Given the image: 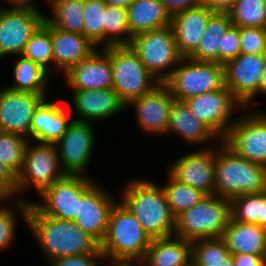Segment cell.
I'll list each match as a JSON object with an SVG mask.
<instances>
[{
	"mask_svg": "<svg viewBox=\"0 0 266 266\" xmlns=\"http://www.w3.org/2000/svg\"><path fill=\"white\" fill-rule=\"evenodd\" d=\"M192 259V243L175 235L152 239L142 262L145 266H184Z\"/></svg>",
	"mask_w": 266,
	"mask_h": 266,
	"instance_id": "cell-27",
	"label": "cell"
},
{
	"mask_svg": "<svg viewBox=\"0 0 266 266\" xmlns=\"http://www.w3.org/2000/svg\"><path fill=\"white\" fill-rule=\"evenodd\" d=\"M169 133L178 135L182 141L192 146H206L201 148L215 146L221 141L207 125L193 115L184 101L175 100L172 104L167 128V134Z\"/></svg>",
	"mask_w": 266,
	"mask_h": 266,
	"instance_id": "cell-24",
	"label": "cell"
},
{
	"mask_svg": "<svg viewBox=\"0 0 266 266\" xmlns=\"http://www.w3.org/2000/svg\"><path fill=\"white\" fill-rule=\"evenodd\" d=\"M266 190V167L237 155L222 140L215 145V194L231 200Z\"/></svg>",
	"mask_w": 266,
	"mask_h": 266,
	"instance_id": "cell-4",
	"label": "cell"
},
{
	"mask_svg": "<svg viewBox=\"0 0 266 266\" xmlns=\"http://www.w3.org/2000/svg\"><path fill=\"white\" fill-rule=\"evenodd\" d=\"M16 199V175L0 161V200Z\"/></svg>",
	"mask_w": 266,
	"mask_h": 266,
	"instance_id": "cell-44",
	"label": "cell"
},
{
	"mask_svg": "<svg viewBox=\"0 0 266 266\" xmlns=\"http://www.w3.org/2000/svg\"><path fill=\"white\" fill-rule=\"evenodd\" d=\"M26 224L48 264L60 257L102 253L100 243L74 221L45 216L31 202Z\"/></svg>",
	"mask_w": 266,
	"mask_h": 266,
	"instance_id": "cell-1",
	"label": "cell"
},
{
	"mask_svg": "<svg viewBox=\"0 0 266 266\" xmlns=\"http://www.w3.org/2000/svg\"><path fill=\"white\" fill-rule=\"evenodd\" d=\"M51 15L46 19L55 27L76 34H83V0H47Z\"/></svg>",
	"mask_w": 266,
	"mask_h": 266,
	"instance_id": "cell-31",
	"label": "cell"
},
{
	"mask_svg": "<svg viewBox=\"0 0 266 266\" xmlns=\"http://www.w3.org/2000/svg\"><path fill=\"white\" fill-rule=\"evenodd\" d=\"M184 266H195V265H194L193 261L191 260L189 263H187V264L184 265Z\"/></svg>",
	"mask_w": 266,
	"mask_h": 266,
	"instance_id": "cell-54",
	"label": "cell"
},
{
	"mask_svg": "<svg viewBox=\"0 0 266 266\" xmlns=\"http://www.w3.org/2000/svg\"><path fill=\"white\" fill-rule=\"evenodd\" d=\"M29 141L23 136L0 131V161L16 176L22 169Z\"/></svg>",
	"mask_w": 266,
	"mask_h": 266,
	"instance_id": "cell-39",
	"label": "cell"
},
{
	"mask_svg": "<svg viewBox=\"0 0 266 266\" xmlns=\"http://www.w3.org/2000/svg\"><path fill=\"white\" fill-rule=\"evenodd\" d=\"M102 49L111 61L112 88L126 106L160 84L130 46H110Z\"/></svg>",
	"mask_w": 266,
	"mask_h": 266,
	"instance_id": "cell-6",
	"label": "cell"
},
{
	"mask_svg": "<svg viewBox=\"0 0 266 266\" xmlns=\"http://www.w3.org/2000/svg\"><path fill=\"white\" fill-rule=\"evenodd\" d=\"M237 0H202V5L214 13H229Z\"/></svg>",
	"mask_w": 266,
	"mask_h": 266,
	"instance_id": "cell-47",
	"label": "cell"
},
{
	"mask_svg": "<svg viewBox=\"0 0 266 266\" xmlns=\"http://www.w3.org/2000/svg\"><path fill=\"white\" fill-rule=\"evenodd\" d=\"M65 175L60 166L56 145L35 143L30 140L26 147L22 169L16 176V199L32 202L18 195L30 188L40 195Z\"/></svg>",
	"mask_w": 266,
	"mask_h": 266,
	"instance_id": "cell-8",
	"label": "cell"
},
{
	"mask_svg": "<svg viewBox=\"0 0 266 266\" xmlns=\"http://www.w3.org/2000/svg\"><path fill=\"white\" fill-rule=\"evenodd\" d=\"M175 98L169 88L160 83L151 92L132 100L131 106L136 115V122L142 132L152 135H167L170 110Z\"/></svg>",
	"mask_w": 266,
	"mask_h": 266,
	"instance_id": "cell-18",
	"label": "cell"
},
{
	"mask_svg": "<svg viewBox=\"0 0 266 266\" xmlns=\"http://www.w3.org/2000/svg\"><path fill=\"white\" fill-rule=\"evenodd\" d=\"M94 127L91 122L72 120L55 143L61 169L66 174L85 175L95 151L97 129Z\"/></svg>",
	"mask_w": 266,
	"mask_h": 266,
	"instance_id": "cell-14",
	"label": "cell"
},
{
	"mask_svg": "<svg viewBox=\"0 0 266 266\" xmlns=\"http://www.w3.org/2000/svg\"><path fill=\"white\" fill-rule=\"evenodd\" d=\"M259 93L260 96L262 95H266V67L261 75L260 78V87H259Z\"/></svg>",
	"mask_w": 266,
	"mask_h": 266,
	"instance_id": "cell-52",
	"label": "cell"
},
{
	"mask_svg": "<svg viewBox=\"0 0 266 266\" xmlns=\"http://www.w3.org/2000/svg\"><path fill=\"white\" fill-rule=\"evenodd\" d=\"M261 227L266 229V190L261 192Z\"/></svg>",
	"mask_w": 266,
	"mask_h": 266,
	"instance_id": "cell-48",
	"label": "cell"
},
{
	"mask_svg": "<svg viewBox=\"0 0 266 266\" xmlns=\"http://www.w3.org/2000/svg\"><path fill=\"white\" fill-rule=\"evenodd\" d=\"M232 25L266 27V0H237L229 12Z\"/></svg>",
	"mask_w": 266,
	"mask_h": 266,
	"instance_id": "cell-36",
	"label": "cell"
},
{
	"mask_svg": "<svg viewBox=\"0 0 266 266\" xmlns=\"http://www.w3.org/2000/svg\"><path fill=\"white\" fill-rule=\"evenodd\" d=\"M170 16L202 5V0H160Z\"/></svg>",
	"mask_w": 266,
	"mask_h": 266,
	"instance_id": "cell-45",
	"label": "cell"
},
{
	"mask_svg": "<svg viewBox=\"0 0 266 266\" xmlns=\"http://www.w3.org/2000/svg\"><path fill=\"white\" fill-rule=\"evenodd\" d=\"M130 34L127 9L106 5L104 23V48L110 46H129Z\"/></svg>",
	"mask_w": 266,
	"mask_h": 266,
	"instance_id": "cell-32",
	"label": "cell"
},
{
	"mask_svg": "<svg viewBox=\"0 0 266 266\" xmlns=\"http://www.w3.org/2000/svg\"><path fill=\"white\" fill-rule=\"evenodd\" d=\"M43 25L51 33L54 76L58 74L63 76L70 68L78 65L98 49L83 34L61 30L53 26L46 18Z\"/></svg>",
	"mask_w": 266,
	"mask_h": 266,
	"instance_id": "cell-21",
	"label": "cell"
},
{
	"mask_svg": "<svg viewBox=\"0 0 266 266\" xmlns=\"http://www.w3.org/2000/svg\"><path fill=\"white\" fill-rule=\"evenodd\" d=\"M22 55L40 64L53 76L51 33L43 24L30 37Z\"/></svg>",
	"mask_w": 266,
	"mask_h": 266,
	"instance_id": "cell-38",
	"label": "cell"
},
{
	"mask_svg": "<svg viewBox=\"0 0 266 266\" xmlns=\"http://www.w3.org/2000/svg\"><path fill=\"white\" fill-rule=\"evenodd\" d=\"M247 111L222 141L242 158L266 167V112Z\"/></svg>",
	"mask_w": 266,
	"mask_h": 266,
	"instance_id": "cell-13",
	"label": "cell"
},
{
	"mask_svg": "<svg viewBox=\"0 0 266 266\" xmlns=\"http://www.w3.org/2000/svg\"><path fill=\"white\" fill-rule=\"evenodd\" d=\"M265 67L266 54H239L224 65L225 86L246 109L259 95Z\"/></svg>",
	"mask_w": 266,
	"mask_h": 266,
	"instance_id": "cell-15",
	"label": "cell"
},
{
	"mask_svg": "<svg viewBox=\"0 0 266 266\" xmlns=\"http://www.w3.org/2000/svg\"><path fill=\"white\" fill-rule=\"evenodd\" d=\"M231 25L229 13H214L208 20L198 48L190 58L197 61L219 63V48H222V36Z\"/></svg>",
	"mask_w": 266,
	"mask_h": 266,
	"instance_id": "cell-30",
	"label": "cell"
},
{
	"mask_svg": "<svg viewBox=\"0 0 266 266\" xmlns=\"http://www.w3.org/2000/svg\"><path fill=\"white\" fill-rule=\"evenodd\" d=\"M173 161L167 172L178 182L215 194V146L197 148Z\"/></svg>",
	"mask_w": 266,
	"mask_h": 266,
	"instance_id": "cell-16",
	"label": "cell"
},
{
	"mask_svg": "<svg viewBox=\"0 0 266 266\" xmlns=\"http://www.w3.org/2000/svg\"><path fill=\"white\" fill-rule=\"evenodd\" d=\"M235 266H265L264 256L254 254L231 255Z\"/></svg>",
	"mask_w": 266,
	"mask_h": 266,
	"instance_id": "cell-46",
	"label": "cell"
},
{
	"mask_svg": "<svg viewBox=\"0 0 266 266\" xmlns=\"http://www.w3.org/2000/svg\"><path fill=\"white\" fill-rule=\"evenodd\" d=\"M132 36L171 25V16L160 0H133L127 8Z\"/></svg>",
	"mask_w": 266,
	"mask_h": 266,
	"instance_id": "cell-28",
	"label": "cell"
},
{
	"mask_svg": "<svg viewBox=\"0 0 266 266\" xmlns=\"http://www.w3.org/2000/svg\"><path fill=\"white\" fill-rule=\"evenodd\" d=\"M9 201H12L10 206H0V253L6 250L8 251L12 247L11 245L15 244L14 238L16 237V227L19 219L17 214L20 213L21 218L27 222V214L30 206V202L25 200L12 199Z\"/></svg>",
	"mask_w": 266,
	"mask_h": 266,
	"instance_id": "cell-34",
	"label": "cell"
},
{
	"mask_svg": "<svg viewBox=\"0 0 266 266\" xmlns=\"http://www.w3.org/2000/svg\"><path fill=\"white\" fill-rule=\"evenodd\" d=\"M83 35L97 48H104L105 7L103 0H83Z\"/></svg>",
	"mask_w": 266,
	"mask_h": 266,
	"instance_id": "cell-37",
	"label": "cell"
},
{
	"mask_svg": "<svg viewBox=\"0 0 266 266\" xmlns=\"http://www.w3.org/2000/svg\"><path fill=\"white\" fill-rule=\"evenodd\" d=\"M164 84L177 101L213 92L225 85L224 65L184 57Z\"/></svg>",
	"mask_w": 266,
	"mask_h": 266,
	"instance_id": "cell-9",
	"label": "cell"
},
{
	"mask_svg": "<svg viewBox=\"0 0 266 266\" xmlns=\"http://www.w3.org/2000/svg\"><path fill=\"white\" fill-rule=\"evenodd\" d=\"M45 17L36 6H0V61L11 55H22Z\"/></svg>",
	"mask_w": 266,
	"mask_h": 266,
	"instance_id": "cell-10",
	"label": "cell"
},
{
	"mask_svg": "<svg viewBox=\"0 0 266 266\" xmlns=\"http://www.w3.org/2000/svg\"><path fill=\"white\" fill-rule=\"evenodd\" d=\"M264 263H265V266H266V249H265V254H264Z\"/></svg>",
	"mask_w": 266,
	"mask_h": 266,
	"instance_id": "cell-55",
	"label": "cell"
},
{
	"mask_svg": "<svg viewBox=\"0 0 266 266\" xmlns=\"http://www.w3.org/2000/svg\"><path fill=\"white\" fill-rule=\"evenodd\" d=\"M239 27L231 25L222 36V48H219V63L225 65L240 54Z\"/></svg>",
	"mask_w": 266,
	"mask_h": 266,
	"instance_id": "cell-42",
	"label": "cell"
},
{
	"mask_svg": "<svg viewBox=\"0 0 266 266\" xmlns=\"http://www.w3.org/2000/svg\"><path fill=\"white\" fill-rule=\"evenodd\" d=\"M220 266H235L234 265V261L232 259V257L230 256L225 262L224 264L220 265Z\"/></svg>",
	"mask_w": 266,
	"mask_h": 266,
	"instance_id": "cell-53",
	"label": "cell"
},
{
	"mask_svg": "<svg viewBox=\"0 0 266 266\" xmlns=\"http://www.w3.org/2000/svg\"><path fill=\"white\" fill-rule=\"evenodd\" d=\"M192 261L195 266H220L231 256L222 237L192 241Z\"/></svg>",
	"mask_w": 266,
	"mask_h": 266,
	"instance_id": "cell-35",
	"label": "cell"
},
{
	"mask_svg": "<svg viewBox=\"0 0 266 266\" xmlns=\"http://www.w3.org/2000/svg\"><path fill=\"white\" fill-rule=\"evenodd\" d=\"M96 182L79 200L74 222L99 243L105 237L113 205L119 200Z\"/></svg>",
	"mask_w": 266,
	"mask_h": 266,
	"instance_id": "cell-19",
	"label": "cell"
},
{
	"mask_svg": "<svg viewBox=\"0 0 266 266\" xmlns=\"http://www.w3.org/2000/svg\"><path fill=\"white\" fill-rule=\"evenodd\" d=\"M96 182L87 175L66 174L38 195L40 203H31L45 216L74 221L78 214L79 200Z\"/></svg>",
	"mask_w": 266,
	"mask_h": 266,
	"instance_id": "cell-12",
	"label": "cell"
},
{
	"mask_svg": "<svg viewBox=\"0 0 266 266\" xmlns=\"http://www.w3.org/2000/svg\"><path fill=\"white\" fill-rule=\"evenodd\" d=\"M231 255L254 254L264 256L266 229L257 224L242 223L230 218L222 236Z\"/></svg>",
	"mask_w": 266,
	"mask_h": 266,
	"instance_id": "cell-26",
	"label": "cell"
},
{
	"mask_svg": "<svg viewBox=\"0 0 266 266\" xmlns=\"http://www.w3.org/2000/svg\"><path fill=\"white\" fill-rule=\"evenodd\" d=\"M230 218L231 202L229 199L216 194L205 195L200 202L175 218L173 235L190 242L222 237Z\"/></svg>",
	"mask_w": 266,
	"mask_h": 266,
	"instance_id": "cell-5",
	"label": "cell"
},
{
	"mask_svg": "<svg viewBox=\"0 0 266 266\" xmlns=\"http://www.w3.org/2000/svg\"><path fill=\"white\" fill-rule=\"evenodd\" d=\"M214 14L208 7L201 5L184 10L171 18V27L175 34L178 52L190 57L198 48L206 25Z\"/></svg>",
	"mask_w": 266,
	"mask_h": 266,
	"instance_id": "cell-23",
	"label": "cell"
},
{
	"mask_svg": "<svg viewBox=\"0 0 266 266\" xmlns=\"http://www.w3.org/2000/svg\"><path fill=\"white\" fill-rule=\"evenodd\" d=\"M184 102L193 115L221 140L236 122L237 117L232 119L233 114L247 110L225 85L216 91L189 97Z\"/></svg>",
	"mask_w": 266,
	"mask_h": 266,
	"instance_id": "cell-11",
	"label": "cell"
},
{
	"mask_svg": "<svg viewBox=\"0 0 266 266\" xmlns=\"http://www.w3.org/2000/svg\"><path fill=\"white\" fill-rule=\"evenodd\" d=\"M134 178L121 188L119 200L137 218L151 239L172 236L175 217L162 185L146 178Z\"/></svg>",
	"mask_w": 266,
	"mask_h": 266,
	"instance_id": "cell-2",
	"label": "cell"
},
{
	"mask_svg": "<svg viewBox=\"0 0 266 266\" xmlns=\"http://www.w3.org/2000/svg\"><path fill=\"white\" fill-rule=\"evenodd\" d=\"M106 5L127 9L133 0H103Z\"/></svg>",
	"mask_w": 266,
	"mask_h": 266,
	"instance_id": "cell-50",
	"label": "cell"
},
{
	"mask_svg": "<svg viewBox=\"0 0 266 266\" xmlns=\"http://www.w3.org/2000/svg\"><path fill=\"white\" fill-rule=\"evenodd\" d=\"M99 260L105 261L103 253L81 254L56 258L48 266H99Z\"/></svg>",
	"mask_w": 266,
	"mask_h": 266,
	"instance_id": "cell-43",
	"label": "cell"
},
{
	"mask_svg": "<svg viewBox=\"0 0 266 266\" xmlns=\"http://www.w3.org/2000/svg\"><path fill=\"white\" fill-rule=\"evenodd\" d=\"M240 54H266L265 28L239 27Z\"/></svg>",
	"mask_w": 266,
	"mask_h": 266,
	"instance_id": "cell-41",
	"label": "cell"
},
{
	"mask_svg": "<svg viewBox=\"0 0 266 266\" xmlns=\"http://www.w3.org/2000/svg\"><path fill=\"white\" fill-rule=\"evenodd\" d=\"M152 239L137 218L118 200L112 207L100 250L109 264L142 261Z\"/></svg>",
	"mask_w": 266,
	"mask_h": 266,
	"instance_id": "cell-3",
	"label": "cell"
},
{
	"mask_svg": "<svg viewBox=\"0 0 266 266\" xmlns=\"http://www.w3.org/2000/svg\"><path fill=\"white\" fill-rule=\"evenodd\" d=\"M233 220L261 227V192L239 195L230 200Z\"/></svg>",
	"mask_w": 266,
	"mask_h": 266,
	"instance_id": "cell-40",
	"label": "cell"
},
{
	"mask_svg": "<svg viewBox=\"0 0 266 266\" xmlns=\"http://www.w3.org/2000/svg\"><path fill=\"white\" fill-rule=\"evenodd\" d=\"M48 95L0 89V131L14 133L30 140L32 118Z\"/></svg>",
	"mask_w": 266,
	"mask_h": 266,
	"instance_id": "cell-17",
	"label": "cell"
},
{
	"mask_svg": "<svg viewBox=\"0 0 266 266\" xmlns=\"http://www.w3.org/2000/svg\"><path fill=\"white\" fill-rule=\"evenodd\" d=\"M16 57H18V60L12 68L14 83L5 87L18 92L47 95L48 85H50L53 76L31 59L25 58L23 55Z\"/></svg>",
	"mask_w": 266,
	"mask_h": 266,
	"instance_id": "cell-29",
	"label": "cell"
},
{
	"mask_svg": "<svg viewBox=\"0 0 266 266\" xmlns=\"http://www.w3.org/2000/svg\"><path fill=\"white\" fill-rule=\"evenodd\" d=\"M73 112L78 116L72 119L80 122L95 123L118 116L126 109L113 88L71 90Z\"/></svg>",
	"mask_w": 266,
	"mask_h": 266,
	"instance_id": "cell-20",
	"label": "cell"
},
{
	"mask_svg": "<svg viewBox=\"0 0 266 266\" xmlns=\"http://www.w3.org/2000/svg\"><path fill=\"white\" fill-rule=\"evenodd\" d=\"M110 266H145L142 261H120L109 264Z\"/></svg>",
	"mask_w": 266,
	"mask_h": 266,
	"instance_id": "cell-51",
	"label": "cell"
},
{
	"mask_svg": "<svg viewBox=\"0 0 266 266\" xmlns=\"http://www.w3.org/2000/svg\"><path fill=\"white\" fill-rule=\"evenodd\" d=\"M64 107L45 98L36 108L31 124L30 140L55 144L66 132L73 119Z\"/></svg>",
	"mask_w": 266,
	"mask_h": 266,
	"instance_id": "cell-25",
	"label": "cell"
},
{
	"mask_svg": "<svg viewBox=\"0 0 266 266\" xmlns=\"http://www.w3.org/2000/svg\"><path fill=\"white\" fill-rule=\"evenodd\" d=\"M7 3V6H37L36 0H4Z\"/></svg>",
	"mask_w": 266,
	"mask_h": 266,
	"instance_id": "cell-49",
	"label": "cell"
},
{
	"mask_svg": "<svg viewBox=\"0 0 266 266\" xmlns=\"http://www.w3.org/2000/svg\"><path fill=\"white\" fill-rule=\"evenodd\" d=\"M62 77L71 90L109 89L113 85L111 61L102 48L96 49Z\"/></svg>",
	"mask_w": 266,
	"mask_h": 266,
	"instance_id": "cell-22",
	"label": "cell"
},
{
	"mask_svg": "<svg viewBox=\"0 0 266 266\" xmlns=\"http://www.w3.org/2000/svg\"><path fill=\"white\" fill-rule=\"evenodd\" d=\"M129 46L160 83L170 77L183 58L178 52L171 25L138 33L132 37Z\"/></svg>",
	"mask_w": 266,
	"mask_h": 266,
	"instance_id": "cell-7",
	"label": "cell"
},
{
	"mask_svg": "<svg viewBox=\"0 0 266 266\" xmlns=\"http://www.w3.org/2000/svg\"><path fill=\"white\" fill-rule=\"evenodd\" d=\"M166 173L168 174V179H166L167 181L162 187L165 191L171 213L176 218L200 202L206 194L189 185L178 182L168 172Z\"/></svg>",
	"mask_w": 266,
	"mask_h": 266,
	"instance_id": "cell-33",
	"label": "cell"
}]
</instances>
